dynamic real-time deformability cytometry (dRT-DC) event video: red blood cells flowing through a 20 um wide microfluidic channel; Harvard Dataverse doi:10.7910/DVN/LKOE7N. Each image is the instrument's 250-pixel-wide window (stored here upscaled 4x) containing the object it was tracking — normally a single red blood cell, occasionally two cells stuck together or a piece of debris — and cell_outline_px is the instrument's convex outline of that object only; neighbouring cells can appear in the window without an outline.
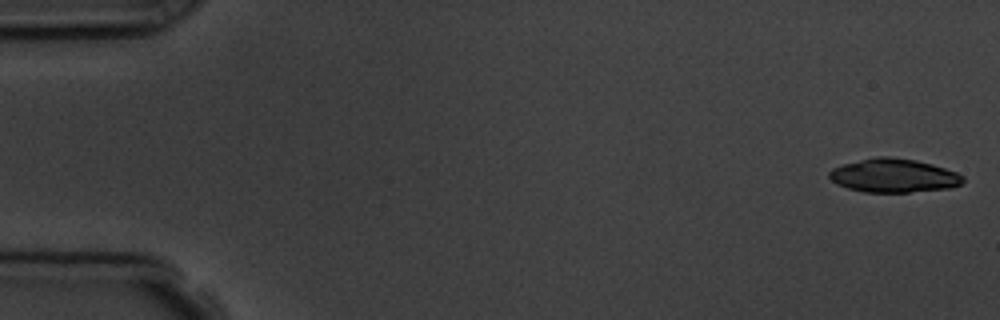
{"species": "common noctule bat (a hibernating species)", "species_latin": "Nyctalus noctula", "temperature_condition": "room temperature", "stored_images_in_passage": 5, "camera_frame_rate_fps": 3000, "um_per_image_px": 0.085, "animal": {"sex": "male", "body_mass_g": 19.5, "forearm_length_mm": 54.6}, "frame": {"image": 1, "passage_image": 1, "time_ms": 0.0, "image_size_px": [1000, 320], "cell_outline_px": [[964, 180], [960, 184], [948, 188], [908, 192], [864, 192], [848, 188], [836, 184], [828, 176], [828, 172], [832, 168], [844, 164], [876, 156], [888, 156], [916, 160], [932, 164], [956, 172], [964, 176]], "centroid_in_image_um": [75.94, 14.92], "position_along_channel_um": 9.1, "area_um2": 26.13}}
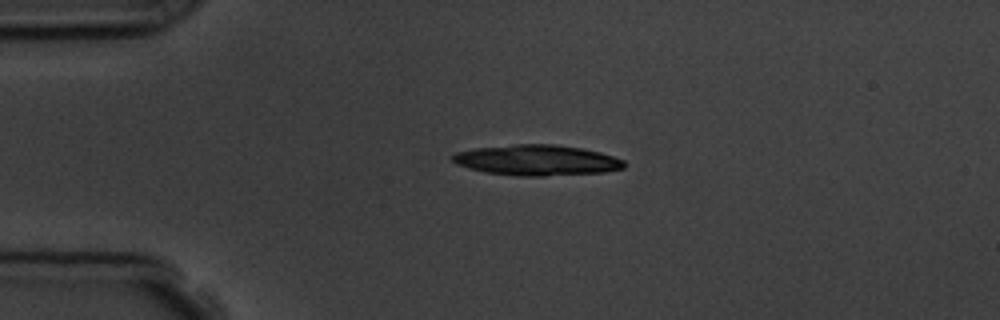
{"frame": {"image": 2, "passage_image": 4, "time_ms": 3.667, "image_size_px": [1000, 320], "cell_outline_px": [[628, 164], [624, 168], [604, 172], [544, 176], [516, 176], [484, 172], [468, 168], [456, 164], [452, 160], [452, 156], [456, 152], [476, 148], [516, 144], [552, 144], [580, 148], [600, 152], [624, 160]], "centroid_in_image_um": [45.64, 13.62], "position_along_channel_um": 39.4, "area_um2": 30.63}}